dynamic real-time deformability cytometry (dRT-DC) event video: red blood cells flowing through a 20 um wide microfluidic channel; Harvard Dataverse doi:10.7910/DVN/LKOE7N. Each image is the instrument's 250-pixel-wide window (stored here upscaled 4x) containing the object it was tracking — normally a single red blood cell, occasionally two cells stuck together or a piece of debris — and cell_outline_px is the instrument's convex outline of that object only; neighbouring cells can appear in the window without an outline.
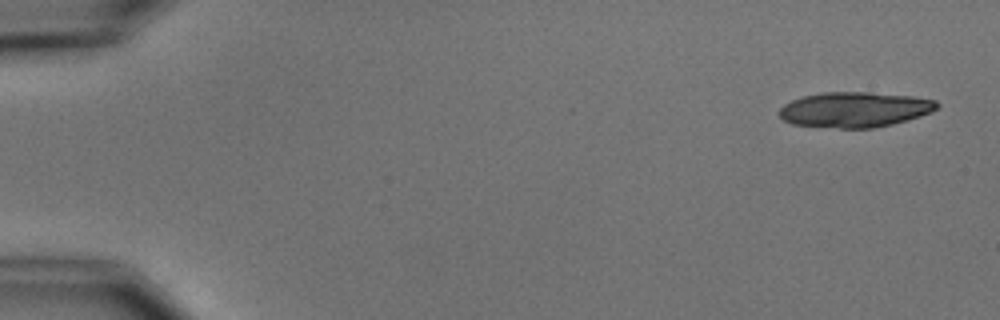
{"species": "common noctule bat (a hibernating species)", "species_latin": "Nyctalus noctula", "temperature_condition": "cold", "stored_images_in_passage": 7, "camera_frame_rate_fps": 3000, "um_per_image_px": 0.085, "animal": {"sex": "male", "body_mass_g": 15.6}, "frame": {"image": 1, "passage_image": 1, "time_ms": 0.0, "image_size_px": [1000, 320], "cell_outline_px": [[940, 104], [932, 112], [920, 116], [892, 124], [872, 128], [840, 128], [792, 124], [784, 120], [780, 116], [780, 108], [784, 104], [792, 100], [804, 96], [820, 92], [872, 92], [912, 96], [936, 100]], "centroid_in_image_um": [72.67, 9.3], "position_along_channel_um": 12.3, "area_um2": 32.37}}
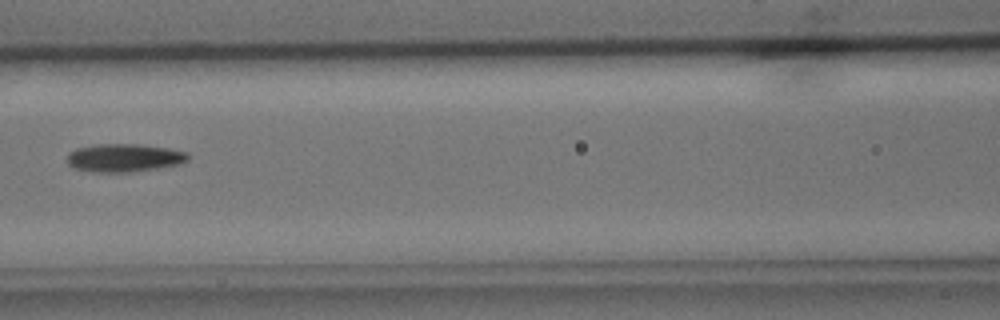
{"frame": {"image": 2, "passage_image": 7, "time_ms": 7.667, "image_size_px": [1000, 320], "cell_outline_px": [[188, 160], [176, 164], [156, 168], [124, 172], [96, 172], [76, 168], [68, 164], [68, 152], [76, 148], [96, 144], [140, 144], [168, 148], [188, 152]], "centroid_in_image_um": [10.53, 13.39], "position_along_channel_um": 156.1, "area_um2": 19.54}}